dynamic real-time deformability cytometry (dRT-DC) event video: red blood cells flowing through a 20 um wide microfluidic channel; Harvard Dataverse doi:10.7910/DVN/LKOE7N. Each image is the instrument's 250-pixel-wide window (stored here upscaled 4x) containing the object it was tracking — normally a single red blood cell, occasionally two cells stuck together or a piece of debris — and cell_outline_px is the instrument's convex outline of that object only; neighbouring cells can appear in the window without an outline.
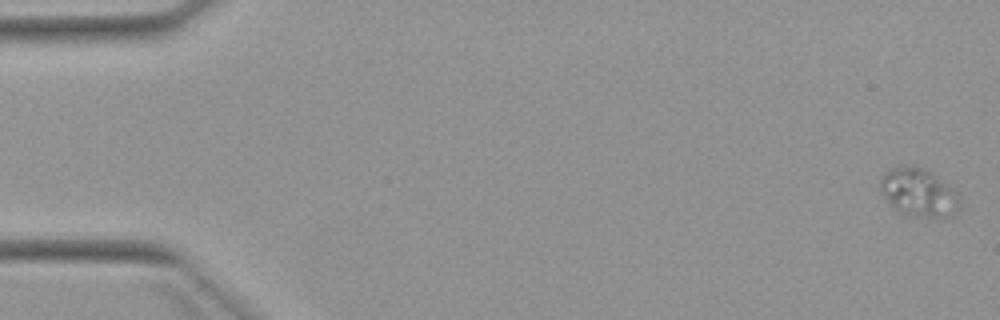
{"species": "Egyptian fruit bat (a non-hibernating species)", "species_latin": "Rousettus aegyptiacus", "temperature_condition": "warm", "stored_images_in_passage": 3, "camera_frame_rate_fps": 3000, "um_per_image_px": 0.085, "animal": {"sex": "female"}, "frame": {"image": 1, "passage_image": 1, "time_ms": 0.0, "image_size_px": [1000, 320], "cell_outline_px": [[960, 200], [952, 212], [944, 220], [900, 212], [892, 204], [880, 188], [880, 180], [884, 172], [888, 168], [900, 164], [916, 164], [924, 168], [960, 196]], "centroid_in_image_um": [78.04, 16.31], "position_along_channel_um": 7.0, "area_um2": 21.79}}